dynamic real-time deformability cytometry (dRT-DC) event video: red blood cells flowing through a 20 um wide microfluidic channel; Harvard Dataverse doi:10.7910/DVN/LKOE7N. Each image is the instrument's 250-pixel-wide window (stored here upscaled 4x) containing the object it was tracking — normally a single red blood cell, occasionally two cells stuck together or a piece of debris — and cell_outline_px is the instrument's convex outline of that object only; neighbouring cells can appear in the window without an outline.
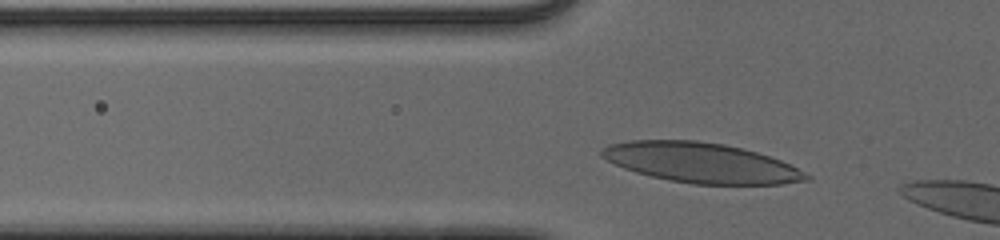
{"species": "human", "species_latin": "Homo sapiens", "temperature_condition": "cold", "stored_images_in_passage": 5, "camera_frame_rate_fps": 3000, "um_per_image_px": 0.085, "donor": {"sex": "male"}, "frame": {"image": 1, "passage_image": 3, "time_ms": 0.667, "image_size_px": [1000, 240], "cell_outline_px": [[812, 180], [784, 184], [692, 184], [668, 180], [636, 172], [624, 168], [600, 156], [600, 152], [608, 144], [628, 140], [696, 140], [724, 144], [744, 148], [780, 160], [812, 176]], "centroid_in_image_um": [59.6, 13.83], "position_along_channel_um": 66.2, "area_um2": 47.63}}